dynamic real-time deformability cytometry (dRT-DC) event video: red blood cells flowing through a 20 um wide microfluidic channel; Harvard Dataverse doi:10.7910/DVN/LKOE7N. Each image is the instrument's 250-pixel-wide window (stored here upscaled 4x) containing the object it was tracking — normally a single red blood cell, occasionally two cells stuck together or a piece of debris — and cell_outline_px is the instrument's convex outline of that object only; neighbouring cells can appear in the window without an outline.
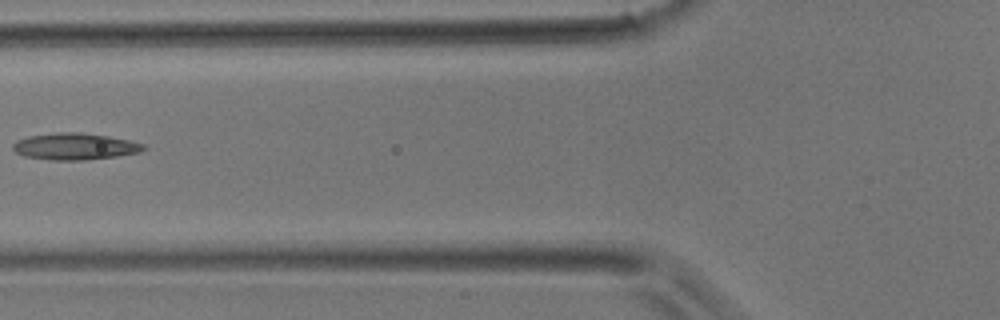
{"species": "common noctule bat (a hibernating species)", "species_latin": "Nyctalus noctula", "temperature_condition": "room temperature", "stored_images_in_passage": 2, "camera_frame_rate_fps": 3000, "um_per_image_px": 0.085, "animal": {"sex": "male", "body_mass_g": 17.9}, "frame": {"image": 1, "passage_image": 2, "time_ms": 0.333, "image_size_px": [1000, 320], "cell_outline_px": [[148, 148], [140, 152], [116, 156], [88, 160], [52, 160], [24, 156], [16, 152], [12, 148], [12, 144], [16, 140], [28, 136], [56, 132], [76, 132], [108, 136], [128, 140], [144, 144]], "centroid_in_image_um": [6.35, 12.45], "position_along_channel_um": 119.4, "area_um2": 20.35}}